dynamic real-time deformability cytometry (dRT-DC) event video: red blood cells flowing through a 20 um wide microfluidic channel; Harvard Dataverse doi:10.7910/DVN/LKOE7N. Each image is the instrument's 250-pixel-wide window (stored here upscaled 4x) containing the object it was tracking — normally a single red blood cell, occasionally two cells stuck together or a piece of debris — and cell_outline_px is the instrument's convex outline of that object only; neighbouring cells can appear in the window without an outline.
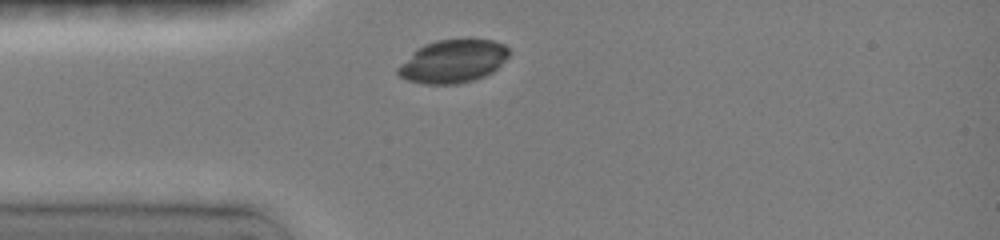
{"species": "common noctule bat (a hibernating species)", "species_latin": "Nyctalus noctula", "temperature_condition": "room temperature", "stored_images_in_passage": 16, "camera_frame_rate_fps": 3000, "um_per_image_px": 0.085, "animal": {"sex": "female", "body_mass_g": 19.0, "forearm_length_mm": 51.5}, "frame": {"image": 1, "passage_image": 1, "time_ms": 0.0, "image_size_px": [1000, 240], "cell_outline_px": [[508, 56], [492, 72], [484, 76], [472, 80], [456, 84], [424, 84], [408, 80], [400, 76], [396, 72], [396, 68], [416, 48], [424, 44], [436, 40], [492, 40], [504, 44], [508, 48]], "centroid_in_image_um": [38.46, 5.21], "position_along_channel_um": 46.5, "area_um2": 27.63}}
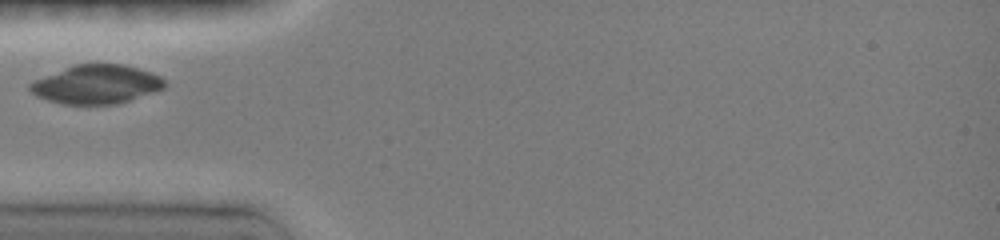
{"frame": {"image": 2, "passage_image": 3, "time_ms": 1.0, "image_size_px": [1000, 240], "cell_outline_px": [[164, 88], [116, 104], [60, 104], [36, 96], [28, 88], [28, 84], [36, 80], [64, 68], [76, 64], [124, 64], [152, 72], [160, 76], [164, 80]], "centroid_in_image_um": [8.18, 7.17], "position_along_channel_um": 76.8, "area_um2": 30.11}}
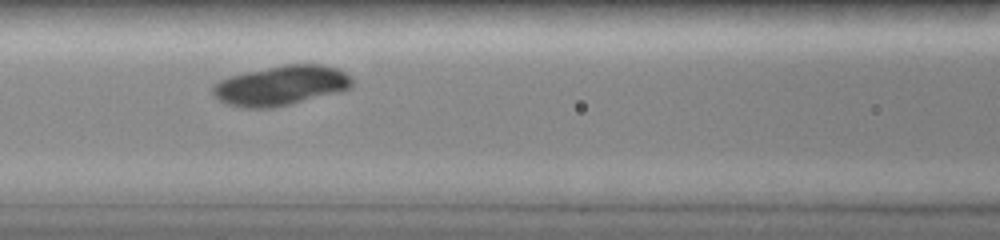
{"frame": {"image": 3, "passage_image": 7, "time_ms": 2.667, "image_size_px": [1000, 240], "cell_outline_px": [[352, 84], [348, 88], [336, 92], [272, 108], [240, 108], [228, 104], [220, 100], [212, 92], [212, 88], [220, 80], [244, 72], [284, 64], [320, 64], [340, 68], [352, 76]], "centroid_in_image_um": [23.89, 7.25], "position_along_channel_um": 142.7, "area_um2": 32.02}}